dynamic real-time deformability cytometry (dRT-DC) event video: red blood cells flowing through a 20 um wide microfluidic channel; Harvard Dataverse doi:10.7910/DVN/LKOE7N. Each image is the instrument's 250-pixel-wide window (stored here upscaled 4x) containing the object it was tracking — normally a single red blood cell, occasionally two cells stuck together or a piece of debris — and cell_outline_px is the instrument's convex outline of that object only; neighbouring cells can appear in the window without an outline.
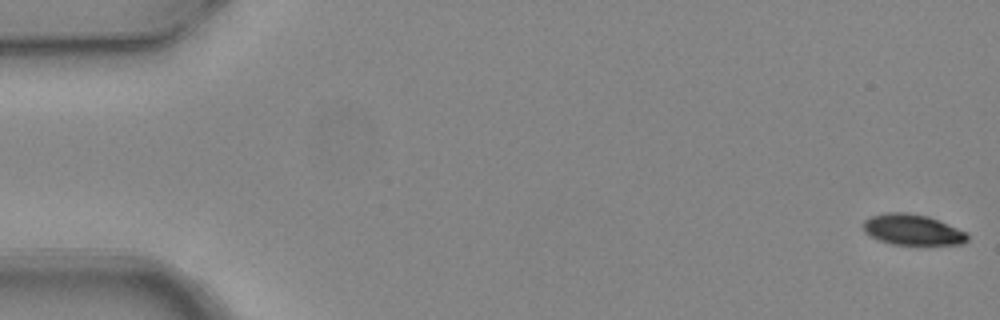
{"species": "common noctule bat (a hibernating species)", "species_latin": "Nyctalus noctula", "temperature_condition": "warm", "stored_images_in_passage": 5, "camera_frame_rate_fps": 3000, "um_per_image_px": 0.085, "animal": {"sex": "female", "body_mass_g": 24.6, "forearm_length_mm": 56.2}, "frame": {"image": 1, "passage_image": 1, "time_ms": 0.0, "image_size_px": [1000, 320], "cell_outline_px": [[968, 240], [964, 244], [892, 244], [880, 240], [864, 232], [864, 220], [872, 216], [888, 212], [904, 212], [928, 216], [968, 232]], "centroid_in_image_um": [77.6, 19.52], "position_along_channel_um": 7.4, "area_um2": 18.5}}
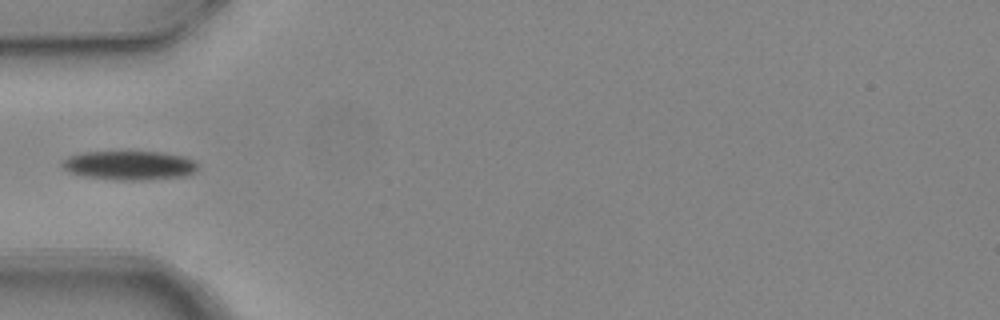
{"frame": {"image": 2, "passage_image": 5, "time_ms": 1.333, "image_size_px": [1000, 320], "cell_outline_px": [[196, 168], [188, 176], [148, 180], [112, 180], [84, 176], [68, 172], [60, 164], [60, 160], [68, 156], [80, 152], [160, 152], [184, 156], [192, 160], [196, 164]], "centroid_in_image_um": [10.93, 14.06], "position_along_channel_um": 74.1, "area_um2": 23.18}}